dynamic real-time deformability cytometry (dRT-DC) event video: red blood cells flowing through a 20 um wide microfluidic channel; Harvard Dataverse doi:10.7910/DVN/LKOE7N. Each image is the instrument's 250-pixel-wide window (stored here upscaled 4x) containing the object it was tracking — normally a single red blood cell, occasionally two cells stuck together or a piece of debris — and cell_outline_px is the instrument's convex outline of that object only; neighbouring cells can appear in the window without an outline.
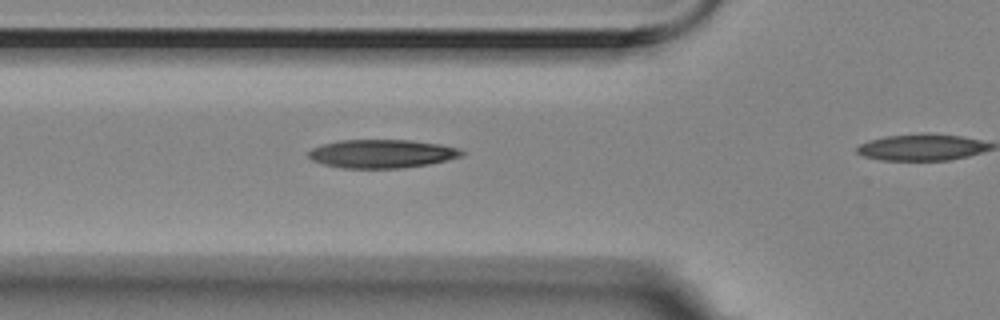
{"species": "Egyptian fruit bat (a non-hibernating species)", "species_latin": "Rousettus aegyptiacus", "temperature_condition": "room temperature", "stored_images_in_passage": 6, "segment_of_instrument_passage": [1, 2], "camera_frame_rate_fps": 3000, "um_per_image_px": 0.085, "animal": {"sex": "female"}, "frame": {"image": 1, "passage_image": 5, "time_ms": 1.333, "image_size_px": [1000, 320], "cell_outline_px": [[464, 156], [428, 164], [400, 168], [344, 168], [324, 164], [312, 160], [308, 156], [308, 152], [312, 148], [320, 144], [340, 140], [412, 140], [440, 144], [460, 148], [464, 152]], "centroid_in_image_um": [32.46, 13.06], "position_along_channel_um": 93.3, "area_um2": 25.49}}